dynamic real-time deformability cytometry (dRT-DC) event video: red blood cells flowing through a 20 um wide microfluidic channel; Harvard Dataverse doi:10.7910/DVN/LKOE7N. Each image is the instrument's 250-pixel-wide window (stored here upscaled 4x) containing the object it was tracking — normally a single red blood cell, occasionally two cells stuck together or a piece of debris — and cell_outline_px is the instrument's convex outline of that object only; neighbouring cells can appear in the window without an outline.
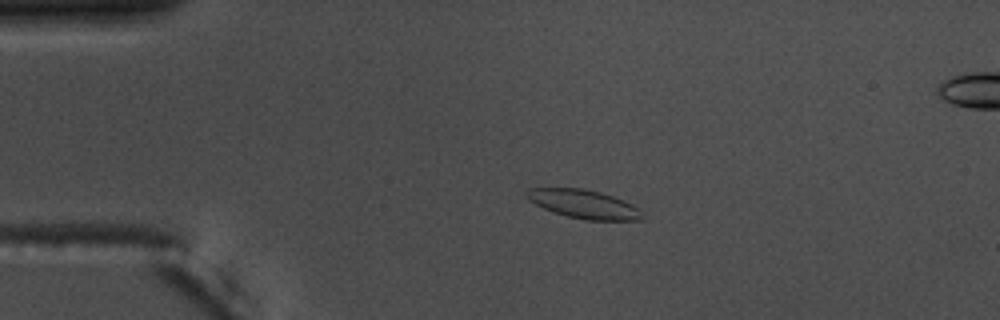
{"species": "common noctule bat (a hibernating species)", "species_latin": "Nyctalus noctula", "temperature_condition": "warm", "stored_images_in_passage": 58, "camera_frame_rate_fps": 3000, "um_per_image_px": 0.085, "animal": {"sex": "male", "body_mass_g": 17.5, "forearm_length_mm": 52.3}, "frame": {"image": 1, "passage_image": 13, "time_ms": 4.0, "image_size_px": [1000, 320], "cell_outline_px": [[644, 220], [584, 220], [568, 216], [544, 208], [528, 200], [524, 196], [524, 192], [528, 188], [584, 188], [600, 192], [612, 196], [632, 204], [640, 208]], "centroid_in_image_um": [49.62, 17.34], "position_along_channel_um": 35.4, "area_um2": 19.31}}
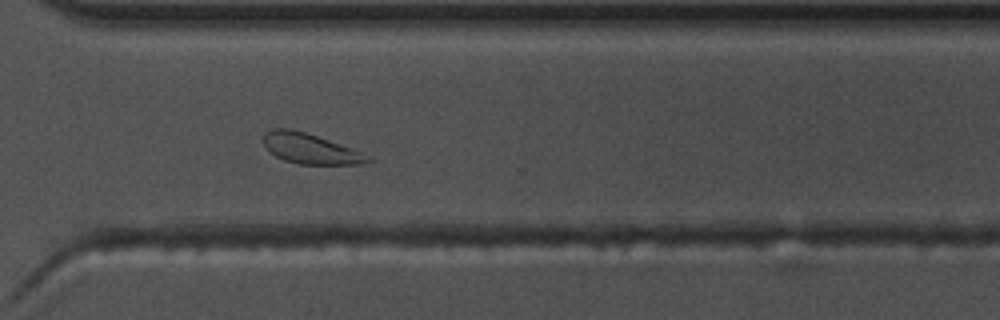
{"frame": {"image": 2, "passage_image": 42, "time_ms": 13.667, "image_size_px": [1000, 320], "cell_outline_px": [[372, 160], [360, 164], [296, 164], [284, 160], [268, 152], [264, 144], [264, 136], [272, 128], [288, 128], [304, 132], [352, 148]], "centroid_in_image_um": [26.3, 12.64], "position_along_channel_um": 344.3, "area_um2": 17.98}}
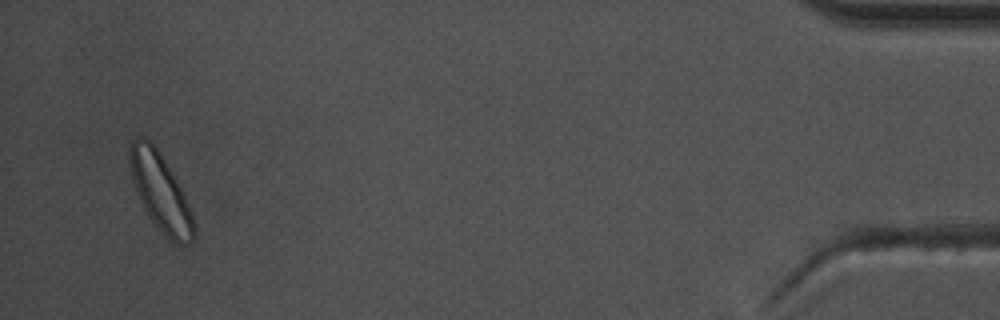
{"frame": {"image": 3, "passage_image": 55, "time_ms": 18.0, "image_size_px": [1000, 320], "cell_outline_px": [[196, 236], [188, 244], [176, 244], [148, 216], [136, 192], [132, 180], [128, 160], [128, 144], [136, 136], [144, 136], [152, 140], [160, 152], [176, 180], [188, 204], [196, 228]], "centroid_in_image_um": [13.6, 16.25], "position_along_channel_um": 421.6, "area_um2": 28.84}}